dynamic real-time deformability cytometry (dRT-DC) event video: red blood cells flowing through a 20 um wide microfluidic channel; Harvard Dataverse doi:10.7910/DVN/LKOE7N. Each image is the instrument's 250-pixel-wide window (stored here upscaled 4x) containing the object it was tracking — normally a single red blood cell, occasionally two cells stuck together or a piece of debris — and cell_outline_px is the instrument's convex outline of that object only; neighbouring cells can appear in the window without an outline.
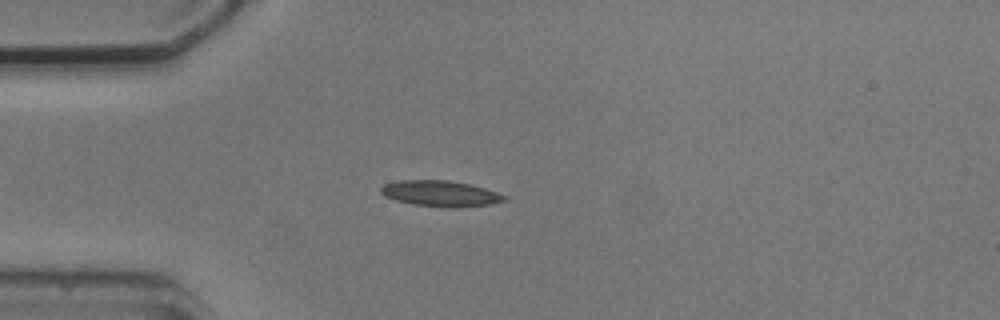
{"species": "common noctule bat (a hibernating species)", "species_latin": "Nyctalus noctula", "temperature_condition": "cold", "stored_images_in_passage": 2, "camera_frame_rate_fps": 3000, "um_per_image_px": 0.085, "animal": {"sex": "male", "body_mass_g": 20.5, "forearm_length_mm": 52.5}, "frame": {"image": 1, "passage_image": 1, "time_ms": 0.0, "image_size_px": [1000, 320], "cell_outline_px": [[508, 200], [492, 204], [456, 208], [448, 208], [412, 204], [396, 200], [384, 196], [380, 192], [380, 188], [384, 184], [400, 180], [448, 180], [472, 184], [508, 196]], "centroid_in_image_um": [37.47, 16.45], "position_along_channel_um": 47.5, "area_um2": 18.84}}